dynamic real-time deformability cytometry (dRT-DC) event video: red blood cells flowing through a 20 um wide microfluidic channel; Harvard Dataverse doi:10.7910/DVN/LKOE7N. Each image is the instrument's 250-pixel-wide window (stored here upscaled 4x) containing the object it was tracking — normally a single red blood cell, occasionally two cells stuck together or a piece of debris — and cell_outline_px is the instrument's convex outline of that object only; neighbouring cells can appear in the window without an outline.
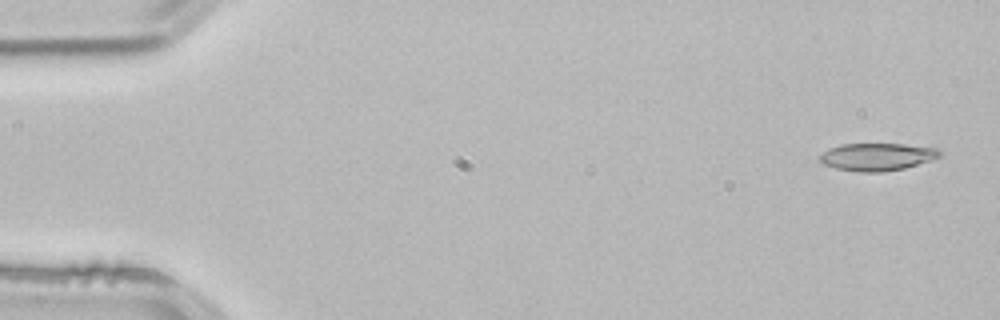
{"species": "common noctule bat (a hibernating species)", "species_latin": "Nyctalus noctula", "temperature_condition": "room temperature", "stored_images_in_passage": 3, "camera_frame_rate_fps": 3000, "um_per_image_px": 0.085, "animal": {"sex": "male", "body_mass_g": 21.5, "forearm_length_mm": 52.0}, "frame": {"image": 1, "passage_image": 1, "time_ms": 0.0, "image_size_px": [1000, 320], "cell_outline_px": [[940, 156], [936, 160], [904, 168], [880, 172], [860, 172], [836, 168], [824, 164], [816, 156], [828, 148], [840, 144], [904, 144], [936, 148], [940, 152]], "centroid_in_image_um": [74.54, 13.33], "position_along_channel_um": 10.5, "area_um2": 19.42}}
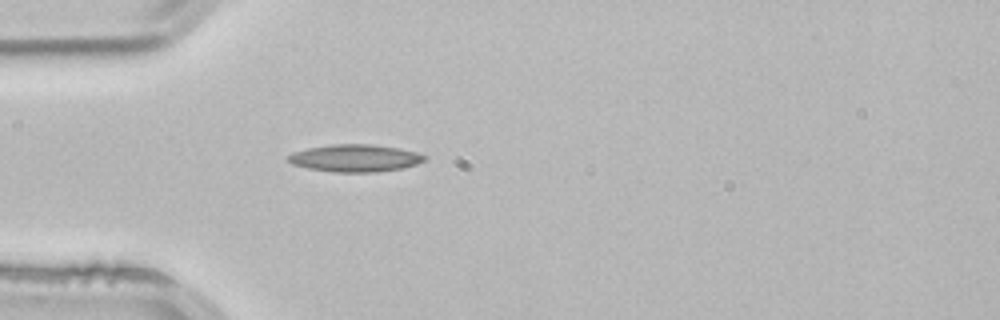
{"frame": {"image": 2, "passage_image": 3, "time_ms": 0.667, "image_size_px": [1000, 320], "cell_outline_px": [[428, 160], [416, 164], [400, 168], [376, 172], [332, 172], [308, 168], [292, 164], [288, 160], [288, 156], [292, 152], [308, 148], [332, 144], [368, 144], [400, 148], [416, 152], [428, 156]], "centroid_in_image_um": [30.2, 13.44], "position_along_channel_um": 54.8, "area_um2": 21.73}}